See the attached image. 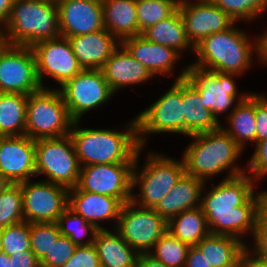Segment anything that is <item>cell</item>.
Wrapping results in <instances>:
<instances>
[{
	"label": "cell",
	"instance_id": "e0dca14e",
	"mask_svg": "<svg viewBox=\"0 0 267 267\" xmlns=\"http://www.w3.org/2000/svg\"><path fill=\"white\" fill-rule=\"evenodd\" d=\"M178 10L194 47L208 35L227 30L236 22L210 0H193Z\"/></svg>",
	"mask_w": 267,
	"mask_h": 267
},
{
	"label": "cell",
	"instance_id": "7bdbcfd3",
	"mask_svg": "<svg viewBox=\"0 0 267 267\" xmlns=\"http://www.w3.org/2000/svg\"><path fill=\"white\" fill-rule=\"evenodd\" d=\"M62 267H101L96 247L94 244L77 246Z\"/></svg>",
	"mask_w": 267,
	"mask_h": 267
},
{
	"label": "cell",
	"instance_id": "7402d4cb",
	"mask_svg": "<svg viewBox=\"0 0 267 267\" xmlns=\"http://www.w3.org/2000/svg\"><path fill=\"white\" fill-rule=\"evenodd\" d=\"M100 69L114 94L125 87H135L154 78L121 44Z\"/></svg>",
	"mask_w": 267,
	"mask_h": 267
},
{
	"label": "cell",
	"instance_id": "52a82bcc",
	"mask_svg": "<svg viewBox=\"0 0 267 267\" xmlns=\"http://www.w3.org/2000/svg\"><path fill=\"white\" fill-rule=\"evenodd\" d=\"M53 88H41L28 95L25 135L33 140L60 138L70 133L73 120L61 91Z\"/></svg>",
	"mask_w": 267,
	"mask_h": 267
},
{
	"label": "cell",
	"instance_id": "7c38bea8",
	"mask_svg": "<svg viewBox=\"0 0 267 267\" xmlns=\"http://www.w3.org/2000/svg\"><path fill=\"white\" fill-rule=\"evenodd\" d=\"M59 90L73 121H80L84 114L103 107L115 96L101 69H82Z\"/></svg>",
	"mask_w": 267,
	"mask_h": 267
},
{
	"label": "cell",
	"instance_id": "7a4b0ae2",
	"mask_svg": "<svg viewBox=\"0 0 267 267\" xmlns=\"http://www.w3.org/2000/svg\"><path fill=\"white\" fill-rule=\"evenodd\" d=\"M236 23L238 22L229 29L208 35L199 42L193 53L197 55V60H193L191 65L211 72L243 75L253 67L254 54L262 65V33L255 38L250 35L248 37L247 31L236 27Z\"/></svg>",
	"mask_w": 267,
	"mask_h": 267
},
{
	"label": "cell",
	"instance_id": "44dd1931",
	"mask_svg": "<svg viewBox=\"0 0 267 267\" xmlns=\"http://www.w3.org/2000/svg\"><path fill=\"white\" fill-rule=\"evenodd\" d=\"M121 45L133 58L143 64L151 74L170 76L175 72V64L182 57L179 52L165 45L148 41L141 34L125 38Z\"/></svg>",
	"mask_w": 267,
	"mask_h": 267
},
{
	"label": "cell",
	"instance_id": "f907efd6",
	"mask_svg": "<svg viewBox=\"0 0 267 267\" xmlns=\"http://www.w3.org/2000/svg\"><path fill=\"white\" fill-rule=\"evenodd\" d=\"M230 267H253L250 258L245 254L237 263Z\"/></svg>",
	"mask_w": 267,
	"mask_h": 267
},
{
	"label": "cell",
	"instance_id": "f5cc1de1",
	"mask_svg": "<svg viewBox=\"0 0 267 267\" xmlns=\"http://www.w3.org/2000/svg\"><path fill=\"white\" fill-rule=\"evenodd\" d=\"M0 267H13L12 260L9 255L4 252L0 253Z\"/></svg>",
	"mask_w": 267,
	"mask_h": 267
},
{
	"label": "cell",
	"instance_id": "60d3db41",
	"mask_svg": "<svg viewBox=\"0 0 267 267\" xmlns=\"http://www.w3.org/2000/svg\"><path fill=\"white\" fill-rule=\"evenodd\" d=\"M77 245L66 236L60 235L53 242L50 251L40 261L41 267H62L73 255Z\"/></svg>",
	"mask_w": 267,
	"mask_h": 267
},
{
	"label": "cell",
	"instance_id": "8fae6325",
	"mask_svg": "<svg viewBox=\"0 0 267 267\" xmlns=\"http://www.w3.org/2000/svg\"><path fill=\"white\" fill-rule=\"evenodd\" d=\"M115 230L139 254L148 253L167 232V221L155 209L130 200L122 205Z\"/></svg>",
	"mask_w": 267,
	"mask_h": 267
},
{
	"label": "cell",
	"instance_id": "83f0119b",
	"mask_svg": "<svg viewBox=\"0 0 267 267\" xmlns=\"http://www.w3.org/2000/svg\"><path fill=\"white\" fill-rule=\"evenodd\" d=\"M196 247L211 267H230L246 254L247 245L233 236L209 234Z\"/></svg>",
	"mask_w": 267,
	"mask_h": 267
},
{
	"label": "cell",
	"instance_id": "d6a6232c",
	"mask_svg": "<svg viewBox=\"0 0 267 267\" xmlns=\"http://www.w3.org/2000/svg\"><path fill=\"white\" fill-rule=\"evenodd\" d=\"M56 223L60 234L71 239L77 246L94 243L98 229L69 207L58 217Z\"/></svg>",
	"mask_w": 267,
	"mask_h": 267
},
{
	"label": "cell",
	"instance_id": "277c9868",
	"mask_svg": "<svg viewBox=\"0 0 267 267\" xmlns=\"http://www.w3.org/2000/svg\"><path fill=\"white\" fill-rule=\"evenodd\" d=\"M193 140L183 151L182 159L185 173L208 182L218 174L227 171L222 180L246 173V168L238 165V159L244 150L220 126L216 130L194 134Z\"/></svg>",
	"mask_w": 267,
	"mask_h": 267
},
{
	"label": "cell",
	"instance_id": "f35d334b",
	"mask_svg": "<svg viewBox=\"0 0 267 267\" xmlns=\"http://www.w3.org/2000/svg\"><path fill=\"white\" fill-rule=\"evenodd\" d=\"M2 252L12 255L30 248V223L22 221L0 229Z\"/></svg>",
	"mask_w": 267,
	"mask_h": 267
},
{
	"label": "cell",
	"instance_id": "9f6ffc18",
	"mask_svg": "<svg viewBox=\"0 0 267 267\" xmlns=\"http://www.w3.org/2000/svg\"><path fill=\"white\" fill-rule=\"evenodd\" d=\"M170 1H172L177 7L192 2V0H170Z\"/></svg>",
	"mask_w": 267,
	"mask_h": 267
},
{
	"label": "cell",
	"instance_id": "816d5d0a",
	"mask_svg": "<svg viewBox=\"0 0 267 267\" xmlns=\"http://www.w3.org/2000/svg\"><path fill=\"white\" fill-rule=\"evenodd\" d=\"M7 177H5L1 172H0V193L7 190L11 185H13Z\"/></svg>",
	"mask_w": 267,
	"mask_h": 267
},
{
	"label": "cell",
	"instance_id": "c3c4849f",
	"mask_svg": "<svg viewBox=\"0 0 267 267\" xmlns=\"http://www.w3.org/2000/svg\"><path fill=\"white\" fill-rule=\"evenodd\" d=\"M14 0H0V24L5 25L11 12Z\"/></svg>",
	"mask_w": 267,
	"mask_h": 267
},
{
	"label": "cell",
	"instance_id": "5bb4252c",
	"mask_svg": "<svg viewBox=\"0 0 267 267\" xmlns=\"http://www.w3.org/2000/svg\"><path fill=\"white\" fill-rule=\"evenodd\" d=\"M23 197L24 221L57 222L68 207L69 189L49 181L32 179L19 183Z\"/></svg>",
	"mask_w": 267,
	"mask_h": 267
},
{
	"label": "cell",
	"instance_id": "5b68a950",
	"mask_svg": "<svg viewBox=\"0 0 267 267\" xmlns=\"http://www.w3.org/2000/svg\"><path fill=\"white\" fill-rule=\"evenodd\" d=\"M4 28L10 45L32 47L59 37L56 0H14Z\"/></svg>",
	"mask_w": 267,
	"mask_h": 267
},
{
	"label": "cell",
	"instance_id": "4316f807",
	"mask_svg": "<svg viewBox=\"0 0 267 267\" xmlns=\"http://www.w3.org/2000/svg\"><path fill=\"white\" fill-rule=\"evenodd\" d=\"M104 28L120 42L138 35L136 0H102Z\"/></svg>",
	"mask_w": 267,
	"mask_h": 267
},
{
	"label": "cell",
	"instance_id": "2e32d148",
	"mask_svg": "<svg viewBox=\"0 0 267 267\" xmlns=\"http://www.w3.org/2000/svg\"><path fill=\"white\" fill-rule=\"evenodd\" d=\"M134 163L94 164L80 169L77 188L117 198L122 204L132 198Z\"/></svg>",
	"mask_w": 267,
	"mask_h": 267
},
{
	"label": "cell",
	"instance_id": "9a60e30c",
	"mask_svg": "<svg viewBox=\"0 0 267 267\" xmlns=\"http://www.w3.org/2000/svg\"><path fill=\"white\" fill-rule=\"evenodd\" d=\"M36 59V71L39 83L46 88L44 78H52L60 88L68 80L76 76L83 68L78 64L77 58L68 38H57L36 43L32 47Z\"/></svg>",
	"mask_w": 267,
	"mask_h": 267
},
{
	"label": "cell",
	"instance_id": "ee69618b",
	"mask_svg": "<svg viewBox=\"0 0 267 267\" xmlns=\"http://www.w3.org/2000/svg\"><path fill=\"white\" fill-rule=\"evenodd\" d=\"M256 143L267 139V96L255 92Z\"/></svg>",
	"mask_w": 267,
	"mask_h": 267
},
{
	"label": "cell",
	"instance_id": "f546056e",
	"mask_svg": "<svg viewBox=\"0 0 267 267\" xmlns=\"http://www.w3.org/2000/svg\"><path fill=\"white\" fill-rule=\"evenodd\" d=\"M227 126L221 127L244 150L247 143L256 144L255 92L226 116Z\"/></svg>",
	"mask_w": 267,
	"mask_h": 267
},
{
	"label": "cell",
	"instance_id": "9c48e42d",
	"mask_svg": "<svg viewBox=\"0 0 267 267\" xmlns=\"http://www.w3.org/2000/svg\"><path fill=\"white\" fill-rule=\"evenodd\" d=\"M80 169L69 135L35 140L36 178L44 175L45 181L71 189L77 186Z\"/></svg>",
	"mask_w": 267,
	"mask_h": 267
},
{
	"label": "cell",
	"instance_id": "b9f144b4",
	"mask_svg": "<svg viewBox=\"0 0 267 267\" xmlns=\"http://www.w3.org/2000/svg\"><path fill=\"white\" fill-rule=\"evenodd\" d=\"M254 147V152L245 167L248 170L246 174L260 181L267 175V139L257 142Z\"/></svg>",
	"mask_w": 267,
	"mask_h": 267
},
{
	"label": "cell",
	"instance_id": "f1b7e54d",
	"mask_svg": "<svg viewBox=\"0 0 267 267\" xmlns=\"http://www.w3.org/2000/svg\"><path fill=\"white\" fill-rule=\"evenodd\" d=\"M141 35L148 41L173 48L181 55L182 52L188 50L195 52V47L187 37L184 22L178 9L170 17L149 26Z\"/></svg>",
	"mask_w": 267,
	"mask_h": 267
},
{
	"label": "cell",
	"instance_id": "603a6c76",
	"mask_svg": "<svg viewBox=\"0 0 267 267\" xmlns=\"http://www.w3.org/2000/svg\"><path fill=\"white\" fill-rule=\"evenodd\" d=\"M78 64L83 69H100L121 42L108 30L68 37Z\"/></svg>",
	"mask_w": 267,
	"mask_h": 267
},
{
	"label": "cell",
	"instance_id": "74e56055",
	"mask_svg": "<svg viewBox=\"0 0 267 267\" xmlns=\"http://www.w3.org/2000/svg\"><path fill=\"white\" fill-rule=\"evenodd\" d=\"M60 235L56 222L30 223V248L39 261Z\"/></svg>",
	"mask_w": 267,
	"mask_h": 267
},
{
	"label": "cell",
	"instance_id": "11a10c76",
	"mask_svg": "<svg viewBox=\"0 0 267 267\" xmlns=\"http://www.w3.org/2000/svg\"><path fill=\"white\" fill-rule=\"evenodd\" d=\"M253 267H267V258H250Z\"/></svg>",
	"mask_w": 267,
	"mask_h": 267
},
{
	"label": "cell",
	"instance_id": "3957f363",
	"mask_svg": "<svg viewBox=\"0 0 267 267\" xmlns=\"http://www.w3.org/2000/svg\"><path fill=\"white\" fill-rule=\"evenodd\" d=\"M73 121L69 136L81 167L94 164L134 163L139 151L136 117L123 130L79 128Z\"/></svg>",
	"mask_w": 267,
	"mask_h": 267
},
{
	"label": "cell",
	"instance_id": "ffe728a7",
	"mask_svg": "<svg viewBox=\"0 0 267 267\" xmlns=\"http://www.w3.org/2000/svg\"><path fill=\"white\" fill-rule=\"evenodd\" d=\"M122 205L117 198L112 196L82 191L77 187L68 191V207L98 230L109 229L101 223L113 220L112 224L115 225L113 227L115 229Z\"/></svg>",
	"mask_w": 267,
	"mask_h": 267
},
{
	"label": "cell",
	"instance_id": "8d00e7d4",
	"mask_svg": "<svg viewBox=\"0 0 267 267\" xmlns=\"http://www.w3.org/2000/svg\"><path fill=\"white\" fill-rule=\"evenodd\" d=\"M24 221L20 184H13L0 193V229Z\"/></svg>",
	"mask_w": 267,
	"mask_h": 267
},
{
	"label": "cell",
	"instance_id": "bcb514c9",
	"mask_svg": "<svg viewBox=\"0 0 267 267\" xmlns=\"http://www.w3.org/2000/svg\"><path fill=\"white\" fill-rule=\"evenodd\" d=\"M185 267H211L196 246H190L186 258Z\"/></svg>",
	"mask_w": 267,
	"mask_h": 267
},
{
	"label": "cell",
	"instance_id": "8992f818",
	"mask_svg": "<svg viewBox=\"0 0 267 267\" xmlns=\"http://www.w3.org/2000/svg\"><path fill=\"white\" fill-rule=\"evenodd\" d=\"M143 149H139L133 166L131 201L141 207L154 209L185 173V166L182 157L176 160L163 153L149 151L140 169L138 161ZM136 187L138 194L134 192Z\"/></svg>",
	"mask_w": 267,
	"mask_h": 267
},
{
	"label": "cell",
	"instance_id": "484cf974",
	"mask_svg": "<svg viewBox=\"0 0 267 267\" xmlns=\"http://www.w3.org/2000/svg\"><path fill=\"white\" fill-rule=\"evenodd\" d=\"M93 244L101 267H136L139 253L116 230H98Z\"/></svg>",
	"mask_w": 267,
	"mask_h": 267
},
{
	"label": "cell",
	"instance_id": "ba28073f",
	"mask_svg": "<svg viewBox=\"0 0 267 267\" xmlns=\"http://www.w3.org/2000/svg\"><path fill=\"white\" fill-rule=\"evenodd\" d=\"M187 65L158 100L137 114L138 142L144 148L150 134L177 133L184 135V116L182 102V79L187 74Z\"/></svg>",
	"mask_w": 267,
	"mask_h": 267
},
{
	"label": "cell",
	"instance_id": "d4e9b609",
	"mask_svg": "<svg viewBox=\"0 0 267 267\" xmlns=\"http://www.w3.org/2000/svg\"><path fill=\"white\" fill-rule=\"evenodd\" d=\"M182 102L184 136L216 130L221 126L212 112L204 107L198 90L186 78L182 79Z\"/></svg>",
	"mask_w": 267,
	"mask_h": 267
},
{
	"label": "cell",
	"instance_id": "db71d44e",
	"mask_svg": "<svg viewBox=\"0 0 267 267\" xmlns=\"http://www.w3.org/2000/svg\"><path fill=\"white\" fill-rule=\"evenodd\" d=\"M7 44L4 25L0 24V52L7 46Z\"/></svg>",
	"mask_w": 267,
	"mask_h": 267
},
{
	"label": "cell",
	"instance_id": "6da1fadb",
	"mask_svg": "<svg viewBox=\"0 0 267 267\" xmlns=\"http://www.w3.org/2000/svg\"><path fill=\"white\" fill-rule=\"evenodd\" d=\"M256 182L246 173L212 183L211 189L205 182L200 208L210 234L233 236L247 245L244 236H253L258 209L267 198V190L255 191Z\"/></svg>",
	"mask_w": 267,
	"mask_h": 267
},
{
	"label": "cell",
	"instance_id": "e575fe53",
	"mask_svg": "<svg viewBox=\"0 0 267 267\" xmlns=\"http://www.w3.org/2000/svg\"><path fill=\"white\" fill-rule=\"evenodd\" d=\"M177 9L170 0H136L138 35L149 26L170 17Z\"/></svg>",
	"mask_w": 267,
	"mask_h": 267
},
{
	"label": "cell",
	"instance_id": "4fadbf2b",
	"mask_svg": "<svg viewBox=\"0 0 267 267\" xmlns=\"http://www.w3.org/2000/svg\"><path fill=\"white\" fill-rule=\"evenodd\" d=\"M41 88L32 48L7 44L0 52V93L29 95Z\"/></svg>",
	"mask_w": 267,
	"mask_h": 267
},
{
	"label": "cell",
	"instance_id": "30bf717a",
	"mask_svg": "<svg viewBox=\"0 0 267 267\" xmlns=\"http://www.w3.org/2000/svg\"><path fill=\"white\" fill-rule=\"evenodd\" d=\"M240 75L234 73L211 72L188 64L185 78L198 90L204 107L220 121L219 115H229L251 93L238 92L235 78ZM233 106V107H232ZM230 111V112H228ZM227 114H226V113Z\"/></svg>",
	"mask_w": 267,
	"mask_h": 267
},
{
	"label": "cell",
	"instance_id": "d6986e66",
	"mask_svg": "<svg viewBox=\"0 0 267 267\" xmlns=\"http://www.w3.org/2000/svg\"><path fill=\"white\" fill-rule=\"evenodd\" d=\"M0 172L14 184L36 177L35 140L26 135L0 137Z\"/></svg>",
	"mask_w": 267,
	"mask_h": 267
},
{
	"label": "cell",
	"instance_id": "d590c367",
	"mask_svg": "<svg viewBox=\"0 0 267 267\" xmlns=\"http://www.w3.org/2000/svg\"><path fill=\"white\" fill-rule=\"evenodd\" d=\"M233 20L254 21L267 11V0H210Z\"/></svg>",
	"mask_w": 267,
	"mask_h": 267
},
{
	"label": "cell",
	"instance_id": "f6af8a7d",
	"mask_svg": "<svg viewBox=\"0 0 267 267\" xmlns=\"http://www.w3.org/2000/svg\"><path fill=\"white\" fill-rule=\"evenodd\" d=\"M13 267H41L40 261L31 249L24 250L22 253L9 255Z\"/></svg>",
	"mask_w": 267,
	"mask_h": 267
},
{
	"label": "cell",
	"instance_id": "ab89813d",
	"mask_svg": "<svg viewBox=\"0 0 267 267\" xmlns=\"http://www.w3.org/2000/svg\"><path fill=\"white\" fill-rule=\"evenodd\" d=\"M253 239V248L247 244L249 258H267V198L258 209Z\"/></svg>",
	"mask_w": 267,
	"mask_h": 267
},
{
	"label": "cell",
	"instance_id": "ac0fdd59",
	"mask_svg": "<svg viewBox=\"0 0 267 267\" xmlns=\"http://www.w3.org/2000/svg\"><path fill=\"white\" fill-rule=\"evenodd\" d=\"M60 36L75 37L104 28L101 1L56 0Z\"/></svg>",
	"mask_w": 267,
	"mask_h": 267
},
{
	"label": "cell",
	"instance_id": "681fc988",
	"mask_svg": "<svg viewBox=\"0 0 267 267\" xmlns=\"http://www.w3.org/2000/svg\"><path fill=\"white\" fill-rule=\"evenodd\" d=\"M262 64L267 66V29L262 32Z\"/></svg>",
	"mask_w": 267,
	"mask_h": 267
},
{
	"label": "cell",
	"instance_id": "7dc6e473",
	"mask_svg": "<svg viewBox=\"0 0 267 267\" xmlns=\"http://www.w3.org/2000/svg\"><path fill=\"white\" fill-rule=\"evenodd\" d=\"M136 267H167L160 261L154 259L148 253H140L137 258Z\"/></svg>",
	"mask_w": 267,
	"mask_h": 267
},
{
	"label": "cell",
	"instance_id": "cb8c5ba5",
	"mask_svg": "<svg viewBox=\"0 0 267 267\" xmlns=\"http://www.w3.org/2000/svg\"><path fill=\"white\" fill-rule=\"evenodd\" d=\"M205 182L184 173L154 208L167 222L179 213L200 207Z\"/></svg>",
	"mask_w": 267,
	"mask_h": 267
},
{
	"label": "cell",
	"instance_id": "836d02e7",
	"mask_svg": "<svg viewBox=\"0 0 267 267\" xmlns=\"http://www.w3.org/2000/svg\"><path fill=\"white\" fill-rule=\"evenodd\" d=\"M190 246L167 231L148 252L167 267H185Z\"/></svg>",
	"mask_w": 267,
	"mask_h": 267
},
{
	"label": "cell",
	"instance_id": "1f68e13d",
	"mask_svg": "<svg viewBox=\"0 0 267 267\" xmlns=\"http://www.w3.org/2000/svg\"><path fill=\"white\" fill-rule=\"evenodd\" d=\"M28 95L0 93V137L25 135Z\"/></svg>",
	"mask_w": 267,
	"mask_h": 267
},
{
	"label": "cell",
	"instance_id": "4dcf8cb0",
	"mask_svg": "<svg viewBox=\"0 0 267 267\" xmlns=\"http://www.w3.org/2000/svg\"><path fill=\"white\" fill-rule=\"evenodd\" d=\"M167 231L189 246H196L210 234L206 217L200 207L183 211L171 218L167 222Z\"/></svg>",
	"mask_w": 267,
	"mask_h": 267
}]
</instances>
